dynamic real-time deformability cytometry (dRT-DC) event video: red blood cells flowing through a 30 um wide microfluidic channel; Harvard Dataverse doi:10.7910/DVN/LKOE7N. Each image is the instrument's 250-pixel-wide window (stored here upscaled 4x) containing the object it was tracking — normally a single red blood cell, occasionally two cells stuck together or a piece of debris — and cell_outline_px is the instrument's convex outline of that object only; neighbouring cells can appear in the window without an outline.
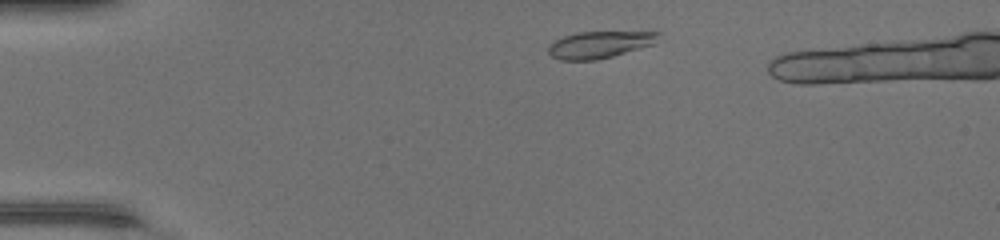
{"species": "common noctule bat (a hibernating species)", "species_latin": "Nyctalus noctula", "temperature_condition": "warm", "stored_images_in_passage": 38, "camera_frame_rate_fps": 3000, "um_per_image_px": 0.085, "animal": {"sex": "female", "body_mass_g": 17.0, "forearm_length_mm": 48.0}, "frame": {"image": 1, "passage_image": 5, "time_ms": 1.333, "image_size_px": [1000, 240], "cell_outline_px": [[660, 32], [656, 44], [612, 56], [596, 60], [560, 60], [552, 56], [548, 52], [548, 44], [564, 36], [576, 32]], "centroid_in_image_um": [50.96, 3.79], "position_along_channel_um": 34.0, "area_um2": 17.22}}
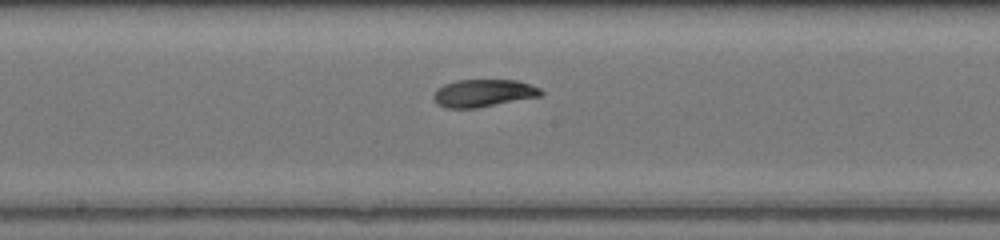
{"frame": {"image": 2, "passage_image": 21, "time_ms": 6.667, "image_size_px": [1000, 240], "cell_outline_px": [[544, 92], [540, 96], [476, 108], [444, 108], [436, 104], [432, 96], [436, 88], [444, 84], [456, 80], [516, 80], [540, 88]], "centroid_in_image_um": [41.03, 7.92], "position_along_channel_um": 207.2, "area_um2": 17.28}}
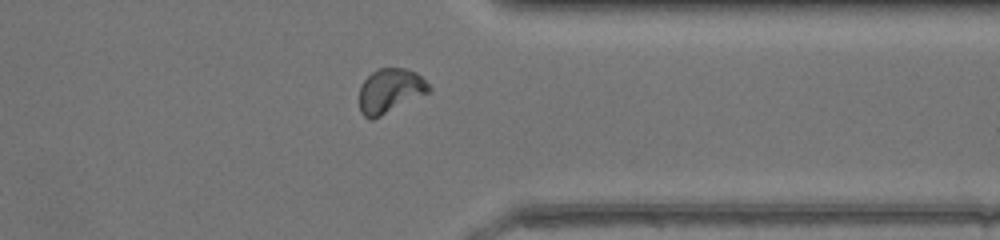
{"frame": {"image": 3, "passage_image": 33, "time_ms": 10.667, "image_size_px": [1000, 240], "cell_outline_px": [[432, 92], [372, 120], [364, 116], [360, 112], [360, 88], [364, 80], [372, 72], [380, 68], [404, 68], [416, 72], [432, 88]], "centroid_in_image_um": [33.19, 7.73], "position_along_channel_um": 378.2, "area_um2": 18.09}}